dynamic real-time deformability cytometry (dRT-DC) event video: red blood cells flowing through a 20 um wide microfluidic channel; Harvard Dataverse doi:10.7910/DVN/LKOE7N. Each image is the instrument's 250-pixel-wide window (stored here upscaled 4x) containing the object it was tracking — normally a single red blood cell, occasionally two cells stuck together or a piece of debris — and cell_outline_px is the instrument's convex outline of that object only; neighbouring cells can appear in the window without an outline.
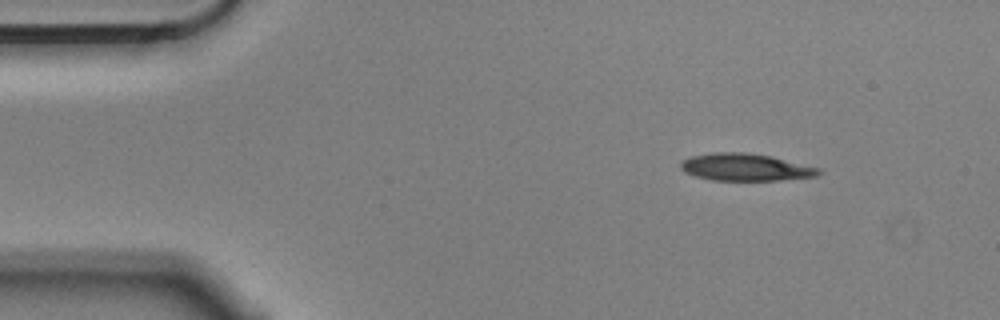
{"species": "Egyptian fruit bat (a non-hibernating species)", "species_latin": "Rousettus aegyptiacus", "temperature_condition": "cold", "stored_images_in_passage": 9, "camera_frame_rate_fps": 3000, "um_per_image_px": 0.085, "animal": {"sex": "male"}, "frame": {"image": 1, "passage_image": 1, "time_ms": 0.0, "image_size_px": [1000, 320], "cell_outline_px": [[824, 172], [816, 176], [780, 180], [712, 180], [696, 176], [684, 172], [680, 168], [680, 160], [692, 156], [712, 152], [744, 152], [772, 156], [820, 168]], "centroid_in_image_um": [63.36, 14.21], "position_along_channel_um": 21.6, "area_um2": 22.02}}
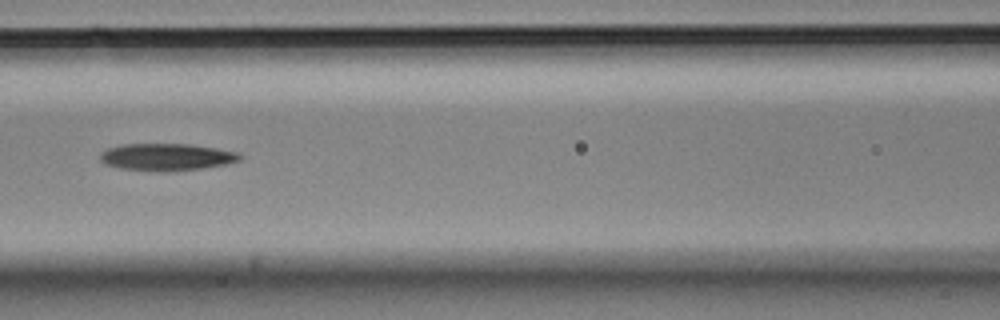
{"frame": {"image": 2, "passage_image": 6, "time_ms": 1.667, "image_size_px": [1000, 320], "cell_outline_px": [[244, 156], [240, 160], [224, 164], [204, 168], [168, 172], [120, 168], [108, 164], [100, 160], [100, 152], [108, 148], [124, 144], [192, 144], [240, 152]], "centroid_in_image_um": [14.21, 13.34], "position_along_channel_um": 152.4, "area_um2": 22.14}}
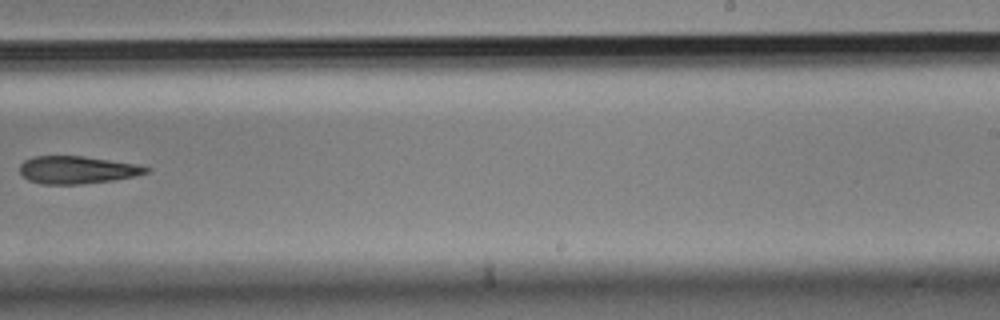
{"frame": {"image": 3, "passage_image": 9, "time_ms": 2.667, "image_size_px": [1000, 320], "cell_outline_px": [[152, 168], [148, 172], [136, 176], [112, 180], [80, 184], [40, 184], [28, 180], [20, 172], [20, 164], [24, 160], [32, 156], [84, 156], [136, 164]], "centroid_in_image_um": [6.54, 14.43], "position_along_channel_um": 282.5, "area_um2": 20.35}}